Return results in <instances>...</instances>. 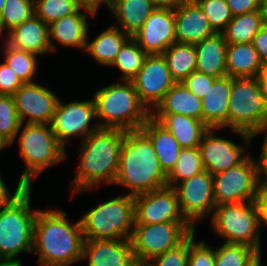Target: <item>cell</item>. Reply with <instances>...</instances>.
I'll use <instances>...</instances> for the list:
<instances>
[{
    "label": "cell",
    "instance_id": "cell-1",
    "mask_svg": "<svg viewBox=\"0 0 267 266\" xmlns=\"http://www.w3.org/2000/svg\"><path fill=\"white\" fill-rule=\"evenodd\" d=\"M84 236L78 219L69 222L62 210L39 209L34 222L33 248L40 266H70L82 260Z\"/></svg>",
    "mask_w": 267,
    "mask_h": 266
},
{
    "label": "cell",
    "instance_id": "cell-2",
    "mask_svg": "<svg viewBox=\"0 0 267 266\" xmlns=\"http://www.w3.org/2000/svg\"><path fill=\"white\" fill-rule=\"evenodd\" d=\"M125 132L117 128H99L81 141L80 163L71 184L72 198L99 184L113 185Z\"/></svg>",
    "mask_w": 267,
    "mask_h": 266
},
{
    "label": "cell",
    "instance_id": "cell-3",
    "mask_svg": "<svg viewBox=\"0 0 267 266\" xmlns=\"http://www.w3.org/2000/svg\"><path fill=\"white\" fill-rule=\"evenodd\" d=\"M113 185L128 188L131 196L167 186V175L160 167L154 146L141 129L125 132Z\"/></svg>",
    "mask_w": 267,
    "mask_h": 266
},
{
    "label": "cell",
    "instance_id": "cell-4",
    "mask_svg": "<svg viewBox=\"0 0 267 266\" xmlns=\"http://www.w3.org/2000/svg\"><path fill=\"white\" fill-rule=\"evenodd\" d=\"M92 98L100 128L139 130L151 116L131 81L111 83L95 91Z\"/></svg>",
    "mask_w": 267,
    "mask_h": 266
},
{
    "label": "cell",
    "instance_id": "cell-5",
    "mask_svg": "<svg viewBox=\"0 0 267 266\" xmlns=\"http://www.w3.org/2000/svg\"><path fill=\"white\" fill-rule=\"evenodd\" d=\"M20 129L22 131H18L15 139L19 136V153L26 167L18 183L23 187H32V180L40 173L65 161L66 148L57 140L49 124H21Z\"/></svg>",
    "mask_w": 267,
    "mask_h": 266
},
{
    "label": "cell",
    "instance_id": "cell-6",
    "mask_svg": "<svg viewBox=\"0 0 267 266\" xmlns=\"http://www.w3.org/2000/svg\"><path fill=\"white\" fill-rule=\"evenodd\" d=\"M32 187H23L0 209V260H20V253H33V229L39 209L31 211Z\"/></svg>",
    "mask_w": 267,
    "mask_h": 266
},
{
    "label": "cell",
    "instance_id": "cell-7",
    "mask_svg": "<svg viewBox=\"0 0 267 266\" xmlns=\"http://www.w3.org/2000/svg\"><path fill=\"white\" fill-rule=\"evenodd\" d=\"M84 240H130L135 224L134 196L110 198L80 219Z\"/></svg>",
    "mask_w": 267,
    "mask_h": 266
},
{
    "label": "cell",
    "instance_id": "cell-8",
    "mask_svg": "<svg viewBox=\"0 0 267 266\" xmlns=\"http://www.w3.org/2000/svg\"><path fill=\"white\" fill-rule=\"evenodd\" d=\"M227 128L249 135L267 128V94L260 77H231Z\"/></svg>",
    "mask_w": 267,
    "mask_h": 266
},
{
    "label": "cell",
    "instance_id": "cell-9",
    "mask_svg": "<svg viewBox=\"0 0 267 266\" xmlns=\"http://www.w3.org/2000/svg\"><path fill=\"white\" fill-rule=\"evenodd\" d=\"M210 218L214 232L226 239L224 243L248 245L262 253L261 229L254 202L217 205Z\"/></svg>",
    "mask_w": 267,
    "mask_h": 266
},
{
    "label": "cell",
    "instance_id": "cell-10",
    "mask_svg": "<svg viewBox=\"0 0 267 266\" xmlns=\"http://www.w3.org/2000/svg\"><path fill=\"white\" fill-rule=\"evenodd\" d=\"M195 229L188 222L134 224L130 238L136 260L149 261L181 244Z\"/></svg>",
    "mask_w": 267,
    "mask_h": 266
},
{
    "label": "cell",
    "instance_id": "cell-11",
    "mask_svg": "<svg viewBox=\"0 0 267 266\" xmlns=\"http://www.w3.org/2000/svg\"><path fill=\"white\" fill-rule=\"evenodd\" d=\"M215 204L254 202L259 183L254 158L212 175Z\"/></svg>",
    "mask_w": 267,
    "mask_h": 266
},
{
    "label": "cell",
    "instance_id": "cell-12",
    "mask_svg": "<svg viewBox=\"0 0 267 266\" xmlns=\"http://www.w3.org/2000/svg\"><path fill=\"white\" fill-rule=\"evenodd\" d=\"M92 119H96L93 99L67 104L59 99L50 126L57 140L66 148L70 139L80 136L83 141L100 128L98 124L91 125Z\"/></svg>",
    "mask_w": 267,
    "mask_h": 266
},
{
    "label": "cell",
    "instance_id": "cell-13",
    "mask_svg": "<svg viewBox=\"0 0 267 266\" xmlns=\"http://www.w3.org/2000/svg\"><path fill=\"white\" fill-rule=\"evenodd\" d=\"M176 191L182 215L194 228L195 222L213 215L215 200L213 195V177L204 170L173 187Z\"/></svg>",
    "mask_w": 267,
    "mask_h": 266
},
{
    "label": "cell",
    "instance_id": "cell-14",
    "mask_svg": "<svg viewBox=\"0 0 267 266\" xmlns=\"http://www.w3.org/2000/svg\"><path fill=\"white\" fill-rule=\"evenodd\" d=\"M215 130L217 129H209L198 147L204 169L212 175L240 164L249 155L246 150L251 145L249 134L232 130L233 134L236 133L243 140L241 146L227 138L216 136Z\"/></svg>",
    "mask_w": 267,
    "mask_h": 266
},
{
    "label": "cell",
    "instance_id": "cell-15",
    "mask_svg": "<svg viewBox=\"0 0 267 266\" xmlns=\"http://www.w3.org/2000/svg\"><path fill=\"white\" fill-rule=\"evenodd\" d=\"M139 101L151 113L176 84L163 54L147 55L143 66L131 80Z\"/></svg>",
    "mask_w": 267,
    "mask_h": 266
},
{
    "label": "cell",
    "instance_id": "cell-16",
    "mask_svg": "<svg viewBox=\"0 0 267 266\" xmlns=\"http://www.w3.org/2000/svg\"><path fill=\"white\" fill-rule=\"evenodd\" d=\"M135 224L187 222L176 191L169 186L134 196Z\"/></svg>",
    "mask_w": 267,
    "mask_h": 266
},
{
    "label": "cell",
    "instance_id": "cell-17",
    "mask_svg": "<svg viewBox=\"0 0 267 266\" xmlns=\"http://www.w3.org/2000/svg\"><path fill=\"white\" fill-rule=\"evenodd\" d=\"M13 97L22 124H51L59 97L47 87L24 83Z\"/></svg>",
    "mask_w": 267,
    "mask_h": 266
},
{
    "label": "cell",
    "instance_id": "cell-18",
    "mask_svg": "<svg viewBox=\"0 0 267 266\" xmlns=\"http://www.w3.org/2000/svg\"><path fill=\"white\" fill-rule=\"evenodd\" d=\"M132 38L148 55L163 54L176 42L174 9L155 8Z\"/></svg>",
    "mask_w": 267,
    "mask_h": 266
},
{
    "label": "cell",
    "instance_id": "cell-19",
    "mask_svg": "<svg viewBox=\"0 0 267 266\" xmlns=\"http://www.w3.org/2000/svg\"><path fill=\"white\" fill-rule=\"evenodd\" d=\"M98 8L99 6H80L74 13L50 23L48 33L51 51H57V43L64 47L85 50L90 34L87 17H94L98 13Z\"/></svg>",
    "mask_w": 267,
    "mask_h": 266
},
{
    "label": "cell",
    "instance_id": "cell-20",
    "mask_svg": "<svg viewBox=\"0 0 267 266\" xmlns=\"http://www.w3.org/2000/svg\"><path fill=\"white\" fill-rule=\"evenodd\" d=\"M82 260L88 266H129L135 256L130 240H84Z\"/></svg>",
    "mask_w": 267,
    "mask_h": 266
},
{
    "label": "cell",
    "instance_id": "cell-21",
    "mask_svg": "<svg viewBox=\"0 0 267 266\" xmlns=\"http://www.w3.org/2000/svg\"><path fill=\"white\" fill-rule=\"evenodd\" d=\"M174 19L178 43L196 44L215 34L196 2H185L174 9Z\"/></svg>",
    "mask_w": 267,
    "mask_h": 266
},
{
    "label": "cell",
    "instance_id": "cell-22",
    "mask_svg": "<svg viewBox=\"0 0 267 266\" xmlns=\"http://www.w3.org/2000/svg\"><path fill=\"white\" fill-rule=\"evenodd\" d=\"M5 41L12 47L37 56L52 53L49 43L48 25L35 14L8 33Z\"/></svg>",
    "mask_w": 267,
    "mask_h": 266
},
{
    "label": "cell",
    "instance_id": "cell-23",
    "mask_svg": "<svg viewBox=\"0 0 267 266\" xmlns=\"http://www.w3.org/2000/svg\"><path fill=\"white\" fill-rule=\"evenodd\" d=\"M231 77L216 78L202 98V121L210 128H227Z\"/></svg>",
    "mask_w": 267,
    "mask_h": 266
},
{
    "label": "cell",
    "instance_id": "cell-24",
    "mask_svg": "<svg viewBox=\"0 0 267 266\" xmlns=\"http://www.w3.org/2000/svg\"><path fill=\"white\" fill-rule=\"evenodd\" d=\"M108 11L116 19L113 26L121 29L130 37L144 25L156 8L152 0H105Z\"/></svg>",
    "mask_w": 267,
    "mask_h": 266
},
{
    "label": "cell",
    "instance_id": "cell-25",
    "mask_svg": "<svg viewBox=\"0 0 267 266\" xmlns=\"http://www.w3.org/2000/svg\"><path fill=\"white\" fill-rule=\"evenodd\" d=\"M194 46L197 56L196 71L214 78L227 76V43L222 33H215Z\"/></svg>",
    "mask_w": 267,
    "mask_h": 266
},
{
    "label": "cell",
    "instance_id": "cell-26",
    "mask_svg": "<svg viewBox=\"0 0 267 266\" xmlns=\"http://www.w3.org/2000/svg\"><path fill=\"white\" fill-rule=\"evenodd\" d=\"M167 129L181 148H197L203 135L210 129L203 121L180 114H151Z\"/></svg>",
    "mask_w": 267,
    "mask_h": 266
},
{
    "label": "cell",
    "instance_id": "cell-27",
    "mask_svg": "<svg viewBox=\"0 0 267 266\" xmlns=\"http://www.w3.org/2000/svg\"><path fill=\"white\" fill-rule=\"evenodd\" d=\"M141 130L151 140L161 169L168 175L175 167L181 146L174 136L150 116Z\"/></svg>",
    "mask_w": 267,
    "mask_h": 266
},
{
    "label": "cell",
    "instance_id": "cell-28",
    "mask_svg": "<svg viewBox=\"0 0 267 266\" xmlns=\"http://www.w3.org/2000/svg\"><path fill=\"white\" fill-rule=\"evenodd\" d=\"M151 114H180L202 121V99L176 83Z\"/></svg>",
    "mask_w": 267,
    "mask_h": 266
},
{
    "label": "cell",
    "instance_id": "cell-29",
    "mask_svg": "<svg viewBox=\"0 0 267 266\" xmlns=\"http://www.w3.org/2000/svg\"><path fill=\"white\" fill-rule=\"evenodd\" d=\"M227 76L232 78L259 77L262 62L252 43L227 44Z\"/></svg>",
    "mask_w": 267,
    "mask_h": 266
},
{
    "label": "cell",
    "instance_id": "cell-30",
    "mask_svg": "<svg viewBox=\"0 0 267 266\" xmlns=\"http://www.w3.org/2000/svg\"><path fill=\"white\" fill-rule=\"evenodd\" d=\"M130 38L121 29L111 25L95 36L92 41L86 42L85 52L92 57L96 63L110 67L115 60L123 44Z\"/></svg>",
    "mask_w": 267,
    "mask_h": 266
},
{
    "label": "cell",
    "instance_id": "cell-31",
    "mask_svg": "<svg viewBox=\"0 0 267 266\" xmlns=\"http://www.w3.org/2000/svg\"><path fill=\"white\" fill-rule=\"evenodd\" d=\"M263 27L262 9L233 16L222 35L227 44L252 43L253 38Z\"/></svg>",
    "mask_w": 267,
    "mask_h": 266
},
{
    "label": "cell",
    "instance_id": "cell-32",
    "mask_svg": "<svg viewBox=\"0 0 267 266\" xmlns=\"http://www.w3.org/2000/svg\"><path fill=\"white\" fill-rule=\"evenodd\" d=\"M163 56L176 83H181L196 71L197 56L194 44L174 42L163 52Z\"/></svg>",
    "mask_w": 267,
    "mask_h": 266
},
{
    "label": "cell",
    "instance_id": "cell-33",
    "mask_svg": "<svg viewBox=\"0 0 267 266\" xmlns=\"http://www.w3.org/2000/svg\"><path fill=\"white\" fill-rule=\"evenodd\" d=\"M148 54L130 37L121 47L115 60L110 65L121 72L120 80L131 81L140 68Z\"/></svg>",
    "mask_w": 267,
    "mask_h": 266
},
{
    "label": "cell",
    "instance_id": "cell-34",
    "mask_svg": "<svg viewBox=\"0 0 267 266\" xmlns=\"http://www.w3.org/2000/svg\"><path fill=\"white\" fill-rule=\"evenodd\" d=\"M4 61L9 65L13 72L21 79L23 83H33V79L38 70L37 55L16 49L10 46L5 40Z\"/></svg>",
    "mask_w": 267,
    "mask_h": 266
},
{
    "label": "cell",
    "instance_id": "cell-35",
    "mask_svg": "<svg viewBox=\"0 0 267 266\" xmlns=\"http://www.w3.org/2000/svg\"><path fill=\"white\" fill-rule=\"evenodd\" d=\"M260 256L248 245L223 243L215 248V266H251Z\"/></svg>",
    "mask_w": 267,
    "mask_h": 266
},
{
    "label": "cell",
    "instance_id": "cell-36",
    "mask_svg": "<svg viewBox=\"0 0 267 266\" xmlns=\"http://www.w3.org/2000/svg\"><path fill=\"white\" fill-rule=\"evenodd\" d=\"M204 170L198 147L182 148L175 167L167 175V186L173 188L181 181L186 180Z\"/></svg>",
    "mask_w": 267,
    "mask_h": 266
},
{
    "label": "cell",
    "instance_id": "cell-37",
    "mask_svg": "<svg viewBox=\"0 0 267 266\" xmlns=\"http://www.w3.org/2000/svg\"><path fill=\"white\" fill-rule=\"evenodd\" d=\"M34 14V0H6L0 15V36H4V30L8 33Z\"/></svg>",
    "mask_w": 267,
    "mask_h": 266
},
{
    "label": "cell",
    "instance_id": "cell-38",
    "mask_svg": "<svg viewBox=\"0 0 267 266\" xmlns=\"http://www.w3.org/2000/svg\"><path fill=\"white\" fill-rule=\"evenodd\" d=\"M21 124L14 97L0 95V138L9 147L14 143L18 131L21 130Z\"/></svg>",
    "mask_w": 267,
    "mask_h": 266
},
{
    "label": "cell",
    "instance_id": "cell-39",
    "mask_svg": "<svg viewBox=\"0 0 267 266\" xmlns=\"http://www.w3.org/2000/svg\"><path fill=\"white\" fill-rule=\"evenodd\" d=\"M79 7L75 0H34L35 15L47 25L74 13Z\"/></svg>",
    "mask_w": 267,
    "mask_h": 266
},
{
    "label": "cell",
    "instance_id": "cell-40",
    "mask_svg": "<svg viewBox=\"0 0 267 266\" xmlns=\"http://www.w3.org/2000/svg\"><path fill=\"white\" fill-rule=\"evenodd\" d=\"M196 3L206 14L215 33H222L233 18L226 0H197Z\"/></svg>",
    "mask_w": 267,
    "mask_h": 266
},
{
    "label": "cell",
    "instance_id": "cell-41",
    "mask_svg": "<svg viewBox=\"0 0 267 266\" xmlns=\"http://www.w3.org/2000/svg\"><path fill=\"white\" fill-rule=\"evenodd\" d=\"M190 235L178 246L147 261L148 266H188Z\"/></svg>",
    "mask_w": 267,
    "mask_h": 266
},
{
    "label": "cell",
    "instance_id": "cell-42",
    "mask_svg": "<svg viewBox=\"0 0 267 266\" xmlns=\"http://www.w3.org/2000/svg\"><path fill=\"white\" fill-rule=\"evenodd\" d=\"M195 231L190 234L188 266H215V248L206 241H196Z\"/></svg>",
    "mask_w": 267,
    "mask_h": 266
},
{
    "label": "cell",
    "instance_id": "cell-43",
    "mask_svg": "<svg viewBox=\"0 0 267 266\" xmlns=\"http://www.w3.org/2000/svg\"><path fill=\"white\" fill-rule=\"evenodd\" d=\"M215 79L216 78H214L213 76L194 71L181 83L198 98L202 99L208 91L209 87H212Z\"/></svg>",
    "mask_w": 267,
    "mask_h": 266
},
{
    "label": "cell",
    "instance_id": "cell-44",
    "mask_svg": "<svg viewBox=\"0 0 267 266\" xmlns=\"http://www.w3.org/2000/svg\"><path fill=\"white\" fill-rule=\"evenodd\" d=\"M21 79L13 72L9 65L3 61L0 64V95H11L23 85Z\"/></svg>",
    "mask_w": 267,
    "mask_h": 266
},
{
    "label": "cell",
    "instance_id": "cell-45",
    "mask_svg": "<svg viewBox=\"0 0 267 266\" xmlns=\"http://www.w3.org/2000/svg\"><path fill=\"white\" fill-rule=\"evenodd\" d=\"M264 133V140L262 142L261 151L258 160H254L257 176L259 182L267 183V128L261 129L257 132L250 134V141H253L254 138L261 133Z\"/></svg>",
    "mask_w": 267,
    "mask_h": 266
},
{
    "label": "cell",
    "instance_id": "cell-46",
    "mask_svg": "<svg viewBox=\"0 0 267 266\" xmlns=\"http://www.w3.org/2000/svg\"><path fill=\"white\" fill-rule=\"evenodd\" d=\"M254 203L258 211L259 228L263 224L267 226V183H258Z\"/></svg>",
    "mask_w": 267,
    "mask_h": 266
},
{
    "label": "cell",
    "instance_id": "cell-47",
    "mask_svg": "<svg viewBox=\"0 0 267 266\" xmlns=\"http://www.w3.org/2000/svg\"><path fill=\"white\" fill-rule=\"evenodd\" d=\"M233 16L260 10L262 0H226Z\"/></svg>",
    "mask_w": 267,
    "mask_h": 266
},
{
    "label": "cell",
    "instance_id": "cell-48",
    "mask_svg": "<svg viewBox=\"0 0 267 266\" xmlns=\"http://www.w3.org/2000/svg\"><path fill=\"white\" fill-rule=\"evenodd\" d=\"M252 45L259 54L262 64L267 63V27L263 26L255 35Z\"/></svg>",
    "mask_w": 267,
    "mask_h": 266
},
{
    "label": "cell",
    "instance_id": "cell-49",
    "mask_svg": "<svg viewBox=\"0 0 267 266\" xmlns=\"http://www.w3.org/2000/svg\"><path fill=\"white\" fill-rule=\"evenodd\" d=\"M22 188L23 186L18 183L14 192L11 193L0 175V209L5 206L13 197H15Z\"/></svg>",
    "mask_w": 267,
    "mask_h": 266
},
{
    "label": "cell",
    "instance_id": "cell-50",
    "mask_svg": "<svg viewBox=\"0 0 267 266\" xmlns=\"http://www.w3.org/2000/svg\"><path fill=\"white\" fill-rule=\"evenodd\" d=\"M152 2L156 8L176 9L187 1L186 0H152Z\"/></svg>",
    "mask_w": 267,
    "mask_h": 266
},
{
    "label": "cell",
    "instance_id": "cell-51",
    "mask_svg": "<svg viewBox=\"0 0 267 266\" xmlns=\"http://www.w3.org/2000/svg\"><path fill=\"white\" fill-rule=\"evenodd\" d=\"M259 77L262 82L263 90L267 94V63L262 64V70Z\"/></svg>",
    "mask_w": 267,
    "mask_h": 266
},
{
    "label": "cell",
    "instance_id": "cell-52",
    "mask_svg": "<svg viewBox=\"0 0 267 266\" xmlns=\"http://www.w3.org/2000/svg\"><path fill=\"white\" fill-rule=\"evenodd\" d=\"M0 266H22L20 260H0Z\"/></svg>",
    "mask_w": 267,
    "mask_h": 266
},
{
    "label": "cell",
    "instance_id": "cell-53",
    "mask_svg": "<svg viewBox=\"0 0 267 266\" xmlns=\"http://www.w3.org/2000/svg\"><path fill=\"white\" fill-rule=\"evenodd\" d=\"M263 26L267 27V0H262Z\"/></svg>",
    "mask_w": 267,
    "mask_h": 266
},
{
    "label": "cell",
    "instance_id": "cell-54",
    "mask_svg": "<svg viewBox=\"0 0 267 266\" xmlns=\"http://www.w3.org/2000/svg\"><path fill=\"white\" fill-rule=\"evenodd\" d=\"M80 6H97L92 0H75Z\"/></svg>",
    "mask_w": 267,
    "mask_h": 266
},
{
    "label": "cell",
    "instance_id": "cell-55",
    "mask_svg": "<svg viewBox=\"0 0 267 266\" xmlns=\"http://www.w3.org/2000/svg\"><path fill=\"white\" fill-rule=\"evenodd\" d=\"M129 266H148V264L145 261L135 259Z\"/></svg>",
    "mask_w": 267,
    "mask_h": 266
},
{
    "label": "cell",
    "instance_id": "cell-56",
    "mask_svg": "<svg viewBox=\"0 0 267 266\" xmlns=\"http://www.w3.org/2000/svg\"><path fill=\"white\" fill-rule=\"evenodd\" d=\"M7 146H9L7 143H5L1 138H0V154L3 150V148H6ZM1 156V155H0Z\"/></svg>",
    "mask_w": 267,
    "mask_h": 266
},
{
    "label": "cell",
    "instance_id": "cell-57",
    "mask_svg": "<svg viewBox=\"0 0 267 266\" xmlns=\"http://www.w3.org/2000/svg\"><path fill=\"white\" fill-rule=\"evenodd\" d=\"M261 256L251 265V266H262V264H261Z\"/></svg>",
    "mask_w": 267,
    "mask_h": 266
},
{
    "label": "cell",
    "instance_id": "cell-58",
    "mask_svg": "<svg viewBox=\"0 0 267 266\" xmlns=\"http://www.w3.org/2000/svg\"><path fill=\"white\" fill-rule=\"evenodd\" d=\"M97 6H101L105 3V0H92Z\"/></svg>",
    "mask_w": 267,
    "mask_h": 266
},
{
    "label": "cell",
    "instance_id": "cell-59",
    "mask_svg": "<svg viewBox=\"0 0 267 266\" xmlns=\"http://www.w3.org/2000/svg\"><path fill=\"white\" fill-rule=\"evenodd\" d=\"M5 2L6 0H0V15H1L2 8L5 6Z\"/></svg>",
    "mask_w": 267,
    "mask_h": 266
},
{
    "label": "cell",
    "instance_id": "cell-60",
    "mask_svg": "<svg viewBox=\"0 0 267 266\" xmlns=\"http://www.w3.org/2000/svg\"><path fill=\"white\" fill-rule=\"evenodd\" d=\"M187 2H196L197 0H186Z\"/></svg>",
    "mask_w": 267,
    "mask_h": 266
}]
</instances>
